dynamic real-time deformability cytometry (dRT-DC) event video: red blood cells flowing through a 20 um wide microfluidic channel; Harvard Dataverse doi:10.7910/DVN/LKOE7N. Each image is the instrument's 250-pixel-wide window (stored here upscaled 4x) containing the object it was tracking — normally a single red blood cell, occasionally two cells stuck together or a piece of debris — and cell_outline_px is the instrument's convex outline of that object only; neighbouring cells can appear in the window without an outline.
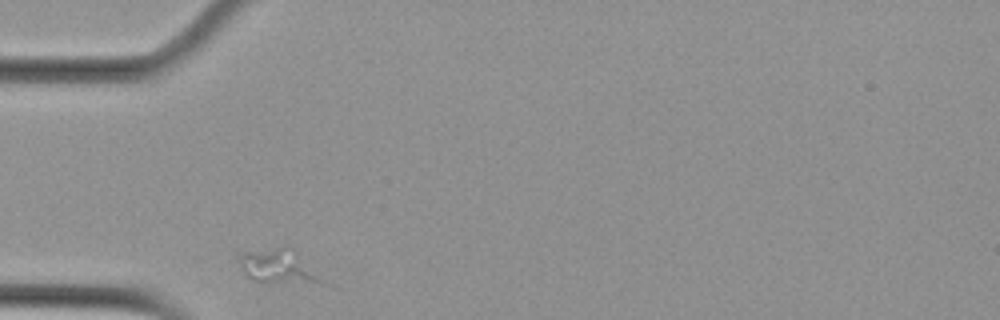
{"species": "Egyptian fruit bat (a non-hibernating species)", "species_latin": "Rousettus aegyptiacus", "temperature_condition": "cold", "stored_images_in_passage": 31, "camera_frame_rate_fps": 3000, "um_per_image_px": 0.085, "animal": {"sex": "female"}, "frame": {"image": 1, "passage_image": 1, "time_ms": 0.0, "image_size_px": [1000, 320], "cell_outline_px": [[320, 280], [252, 280], [244, 272], [236, 260], [236, 248], [284, 244], [292, 244], [296, 248]], "centroid_in_image_um": [23.32, 22.38], "position_along_channel_um": 61.7, "area_um2": 16.59}}
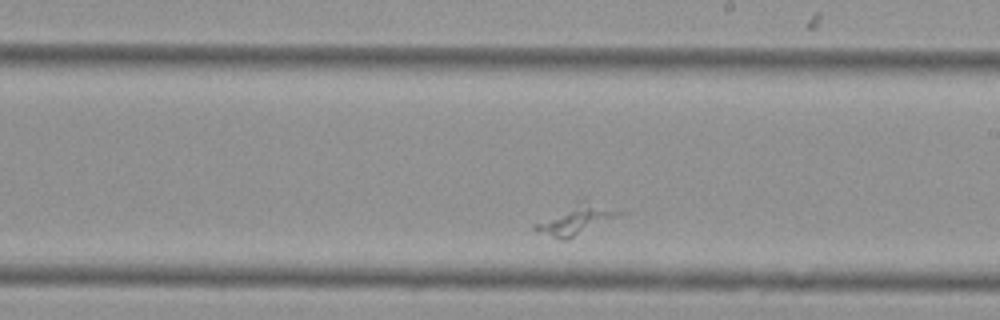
{"frame": {"image": 2, "passage_image": 18, "time_ms": 5.667, "image_size_px": [1000, 320], "cell_outline_px": [[624, 212], [568, 240], [560, 240], [532, 228], [532, 224], [584, 196]], "centroid_in_image_um": [48.93, 18.6], "position_along_channel_um": 240.1, "area_um2": 14.8}}
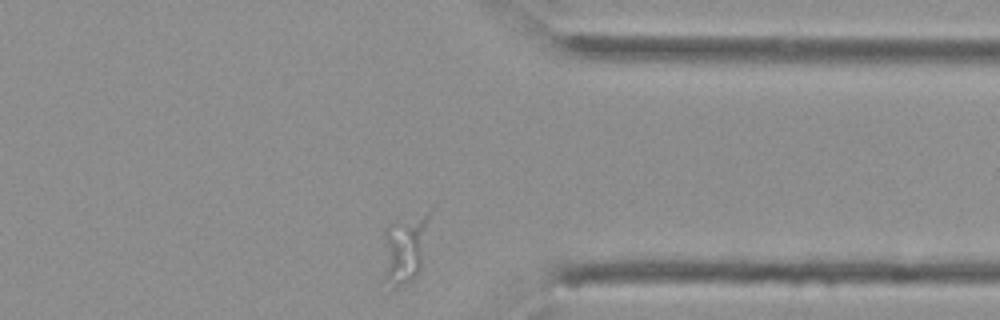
{"frame": {"image": 3, "passage_image": 31, "time_ms": 10.0, "image_size_px": [1000, 320], "cell_outline_px": [[428, 216], [420, 268], [412, 280], [392, 288], [384, 280], [384, 228], [388, 224], [428, 212]], "centroid_in_image_um": [34.33, 21.18], "position_along_channel_um": 377.1, "area_um2": 17.74}}